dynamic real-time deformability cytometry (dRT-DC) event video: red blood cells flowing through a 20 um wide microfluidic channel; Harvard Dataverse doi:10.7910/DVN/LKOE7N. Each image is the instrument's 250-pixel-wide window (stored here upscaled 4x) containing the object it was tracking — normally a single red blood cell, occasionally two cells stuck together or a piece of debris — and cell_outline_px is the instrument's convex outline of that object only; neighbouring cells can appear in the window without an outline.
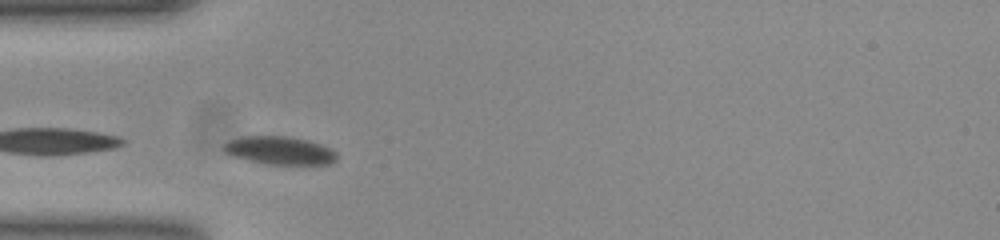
{"species": "common noctule bat (a hibernating species)", "species_latin": "Nyctalus noctula", "temperature_condition": "room temperature", "stored_images_in_passage": 13, "camera_frame_rate_fps": 3000, "um_per_image_px": 0.085, "animal": {"sex": "female", "body_mass_g": 23.0, "forearm_length_mm": 53.4}, "frame": {"image": 1, "passage_image": 1, "time_ms": 0.0, "image_size_px": [1000, 240], "cell_outline_px": [[336, 160], [328, 164], [268, 164], [232, 156], [224, 152], [224, 144], [228, 140], [240, 136], [288, 136], [308, 140], [332, 148], [336, 152]], "centroid_in_image_um": [23.77, 12.78], "position_along_channel_um": 61.2, "area_um2": 18.5}}
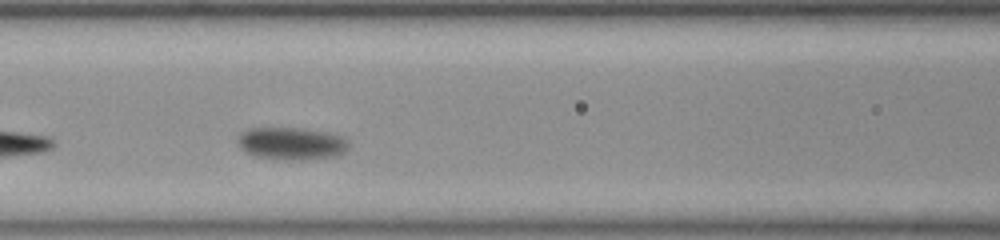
{"frame": {"image": 2, "passage_image": 8, "time_ms": 2.333, "image_size_px": [1000, 240], "cell_outline_px": [[348, 148], [344, 152], [332, 156], [308, 160], [284, 160], [256, 156], [240, 148], [236, 140], [240, 132], [248, 128], [304, 128], [328, 132], [340, 136], [348, 144]], "centroid_in_image_um": [24.73, 12.19], "position_along_channel_um": 141.9, "area_um2": 21.04}}